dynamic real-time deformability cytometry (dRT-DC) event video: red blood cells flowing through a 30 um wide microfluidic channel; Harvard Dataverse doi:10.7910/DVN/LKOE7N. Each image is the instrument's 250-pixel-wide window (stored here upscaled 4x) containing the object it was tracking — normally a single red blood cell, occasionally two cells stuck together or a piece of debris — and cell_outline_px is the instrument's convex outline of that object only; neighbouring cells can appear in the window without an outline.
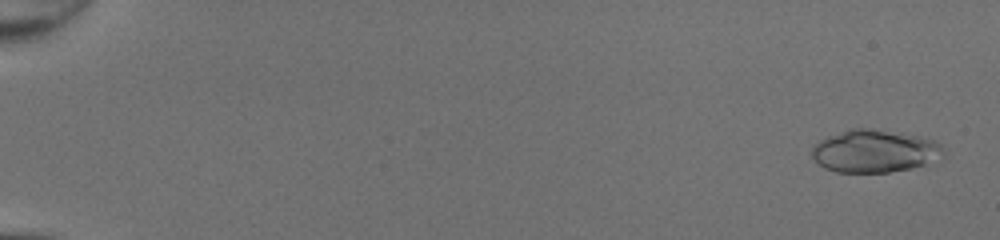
{"species": "common noctule bat (a hibernating species)", "species_latin": "Nyctalus noctula", "temperature_condition": "room temperature", "stored_images_in_passage": 49, "camera_frame_rate_fps": 3000, "um_per_image_px": 0.085, "animal": {"sex": "female", "body_mass_g": 20.0, "forearm_length_mm": 54.0}, "frame": {"image": 1, "passage_image": 2, "time_ms": 0.333, "image_size_px": [1000, 240], "cell_outline_px": [[944, 152], [924, 164], [908, 168], [888, 172], [836, 172], [824, 168], [812, 156], [812, 148], [820, 140], [828, 136], [848, 128], [868, 128], [916, 136], [932, 140], [940, 144]], "centroid_in_image_um": [74.25, 12.84], "position_along_channel_um": 10.7, "area_um2": 31.91}}
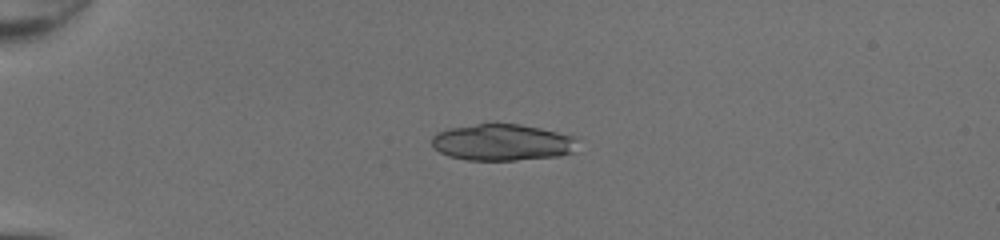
{"frame": {"image": 2, "passage_image": 14, "time_ms": 4.333, "image_size_px": [1000, 240], "cell_outline_px": [[576, 136], [572, 152], [560, 156], [516, 160], [468, 160], [448, 156], [440, 152], [432, 144], [432, 136], [448, 128], [476, 124], [520, 124], [540, 128]], "centroid_in_image_um": [42.68, 12.1], "position_along_channel_um": 42.3, "area_um2": 30.81}}